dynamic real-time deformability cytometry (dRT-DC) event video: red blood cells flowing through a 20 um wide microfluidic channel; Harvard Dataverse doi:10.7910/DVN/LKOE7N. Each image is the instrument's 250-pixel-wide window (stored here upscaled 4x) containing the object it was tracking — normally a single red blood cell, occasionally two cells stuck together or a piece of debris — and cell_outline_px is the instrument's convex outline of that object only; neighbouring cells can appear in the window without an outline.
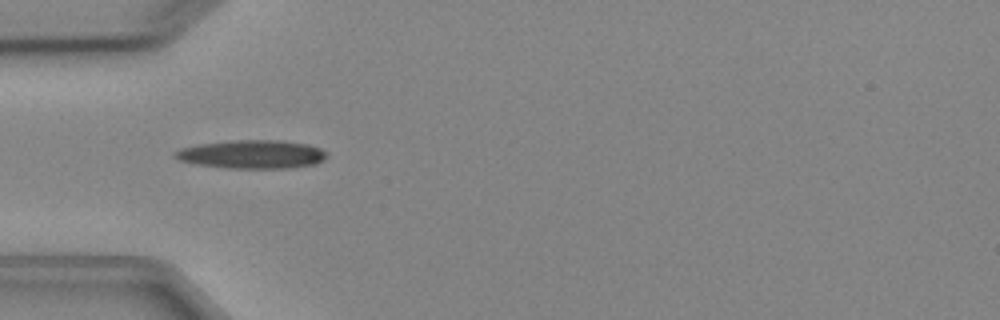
{"species": "Egyptian fruit bat (a non-hibernating species)", "species_latin": "Rousettus aegyptiacus", "temperature_condition": "cold", "stored_images_in_passage": 2, "camera_frame_rate_fps": 3000, "um_per_image_px": 0.085, "animal": {"sex": "female"}, "frame": {"image": 1, "passage_image": 1, "time_ms": 0.0, "image_size_px": [1000, 320], "cell_outline_px": [[324, 160], [316, 164], [288, 168], [228, 168], [196, 164], [180, 160], [172, 156], [172, 152], [180, 148], [200, 144], [232, 140], [280, 140], [308, 144], [320, 148], [324, 152]], "centroid_in_image_um": [21.38, 13.11], "position_along_channel_um": 63.6, "area_um2": 25.14}}